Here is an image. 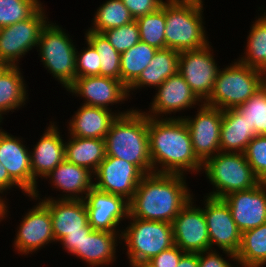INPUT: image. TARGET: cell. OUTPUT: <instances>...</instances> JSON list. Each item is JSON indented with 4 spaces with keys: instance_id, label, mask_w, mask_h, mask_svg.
I'll use <instances>...</instances> for the list:
<instances>
[{
    "instance_id": "1",
    "label": "cell",
    "mask_w": 266,
    "mask_h": 267,
    "mask_svg": "<svg viewBox=\"0 0 266 267\" xmlns=\"http://www.w3.org/2000/svg\"><path fill=\"white\" fill-rule=\"evenodd\" d=\"M183 174L151 173L142 177L129 201V217L171 223L191 200Z\"/></svg>"
},
{
    "instance_id": "2",
    "label": "cell",
    "mask_w": 266,
    "mask_h": 267,
    "mask_svg": "<svg viewBox=\"0 0 266 267\" xmlns=\"http://www.w3.org/2000/svg\"><path fill=\"white\" fill-rule=\"evenodd\" d=\"M148 116V139L153 173L183 174L198 171L203 163L196 157L189 129L183 118ZM161 164V170L155 167Z\"/></svg>"
},
{
    "instance_id": "3",
    "label": "cell",
    "mask_w": 266,
    "mask_h": 267,
    "mask_svg": "<svg viewBox=\"0 0 266 267\" xmlns=\"http://www.w3.org/2000/svg\"><path fill=\"white\" fill-rule=\"evenodd\" d=\"M106 156L134 164L144 175L153 173L149 152L148 115L140 111L117 116L105 137Z\"/></svg>"
},
{
    "instance_id": "4",
    "label": "cell",
    "mask_w": 266,
    "mask_h": 267,
    "mask_svg": "<svg viewBox=\"0 0 266 267\" xmlns=\"http://www.w3.org/2000/svg\"><path fill=\"white\" fill-rule=\"evenodd\" d=\"M167 2H165V48L181 52L207 46L209 43L202 24L203 2L198 0H167Z\"/></svg>"
},
{
    "instance_id": "5",
    "label": "cell",
    "mask_w": 266,
    "mask_h": 267,
    "mask_svg": "<svg viewBox=\"0 0 266 267\" xmlns=\"http://www.w3.org/2000/svg\"><path fill=\"white\" fill-rule=\"evenodd\" d=\"M262 77V71L235 62L218 71L213 91L203 103L223 111L236 109L262 87Z\"/></svg>"
},
{
    "instance_id": "6",
    "label": "cell",
    "mask_w": 266,
    "mask_h": 267,
    "mask_svg": "<svg viewBox=\"0 0 266 267\" xmlns=\"http://www.w3.org/2000/svg\"><path fill=\"white\" fill-rule=\"evenodd\" d=\"M203 169L216 191L208 197L222 199L236 191L254 188L261 181L255 176L244 153L218 152L209 158Z\"/></svg>"
},
{
    "instance_id": "7",
    "label": "cell",
    "mask_w": 266,
    "mask_h": 267,
    "mask_svg": "<svg viewBox=\"0 0 266 267\" xmlns=\"http://www.w3.org/2000/svg\"><path fill=\"white\" fill-rule=\"evenodd\" d=\"M132 218L120 237L125 240L131 267L143 266L152 257L174 246L172 224Z\"/></svg>"
},
{
    "instance_id": "8",
    "label": "cell",
    "mask_w": 266,
    "mask_h": 267,
    "mask_svg": "<svg viewBox=\"0 0 266 267\" xmlns=\"http://www.w3.org/2000/svg\"><path fill=\"white\" fill-rule=\"evenodd\" d=\"M42 62L67 89L76 78V48L58 25L46 24L39 42Z\"/></svg>"
},
{
    "instance_id": "9",
    "label": "cell",
    "mask_w": 266,
    "mask_h": 267,
    "mask_svg": "<svg viewBox=\"0 0 266 267\" xmlns=\"http://www.w3.org/2000/svg\"><path fill=\"white\" fill-rule=\"evenodd\" d=\"M41 6L30 18L0 28V62L17 65L15 61L37 46L41 32L49 21Z\"/></svg>"
},
{
    "instance_id": "10",
    "label": "cell",
    "mask_w": 266,
    "mask_h": 267,
    "mask_svg": "<svg viewBox=\"0 0 266 267\" xmlns=\"http://www.w3.org/2000/svg\"><path fill=\"white\" fill-rule=\"evenodd\" d=\"M203 213L206 219L210 249L216 244L236 260V253L241 245L242 233L233 220L231 210L223 199L206 196Z\"/></svg>"
},
{
    "instance_id": "11",
    "label": "cell",
    "mask_w": 266,
    "mask_h": 267,
    "mask_svg": "<svg viewBox=\"0 0 266 267\" xmlns=\"http://www.w3.org/2000/svg\"><path fill=\"white\" fill-rule=\"evenodd\" d=\"M209 44L197 50H186L179 53L178 72L201 100L211 95L214 83L220 70L210 53Z\"/></svg>"
},
{
    "instance_id": "12",
    "label": "cell",
    "mask_w": 266,
    "mask_h": 267,
    "mask_svg": "<svg viewBox=\"0 0 266 267\" xmlns=\"http://www.w3.org/2000/svg\"><path fill=\"white\" fill-rule=\"evenodd\" d=\"M200 107L193 119L183 118V120L189 129L194 153L204 164L214 156L215 152H221L220 129L223 110L205 103Z\"/></svg>"
},
{
    "instance_id": "13",
    "label": "cell",
    "mask_w": 266,
    "mask_h": 267,
    "mask_svg": "<svg viewBox=\"0 0 266 267\" xmlns=\"http://www.w3.org/2000/svg\"><path fill=\"white\" fill-rule=\"evenodd\" d=\"M98 181L94 187L100 191L124 197L130 201L144 174L124 159L105 156L94 173Z\"/></svg>"
},
{
    "instance_id": "14",
    "label": "cell",
    "mask_w": 266,
    "mask_h": 267,
    "mask_svg": "<svg viewBox=\"0 0 266 267\" xmlns=\"http://www.w3.org/2000/svg\"><path fill=\"white\" fill-rule=\"evenodd\" d=\"M174 245L182 251L199 253L210 250V239L203 208L193 207L191 200L171 222Z\"/></svg>"
},
{
    "instance_id": "15",
    "label": "cell",
    "mask_w": 266,
    "mask_h": 267,
    "mask_svg": "<svg viewBox=\"0 0 266 267\" xmlns=\"http://www.w3.org/2000/svg\"><path fill=\"white\" fill-rule=\"evenodd\" d=\"M88 214V224L93 230L116 233V227L122 218L129 215V201L124 197L90 189L84 198Z\"/></svg>"
},
{
    "instance_id": "16",
    "label": "cell",
    "mask_w": 266,
    "mask_h": 267,
    "mask_svg": "<svg viewBox=\"0 0 266 267\" xmlns=\"http://www.w3.org/2000/svg\"><path fill=\"white\" fill-rule=\"evenodd\" d=\"M222 199L241 233L266 223V182L249 190L232 192Z\"/></svg>"
},
{
    "instance_id": "17",
    "label": "cell",
    "mask_w": 266,
    "mask_h": 267,
    "mask_svg": "<svg viewBox=\"0 0 266 267\" xmlns=\"http://www.w3.org/2000/svg\"><path fill=\"white\" fill-rule=\"evenodd\" d=\"M17 137L10 136L0 129V162L10 177L31 198H37L36 181L31 170L30 153Z\"/></svg>"
},
{
    "instance_id": "18",
    "label": "cell",
    "mask_w": 266,
    "mask_h": 267,
    "mask_svg": "<svg viewBox=\"0 0 266 267\" xmlns=\"http://www.w3.org/2000/svg\"><path fill=\"white\" fill-rule=\"evenodd\" d=\"M67 90L85 97L84 105L106 109L109 104L122 102L129 95L121 80L100 75L76 77Z\"/></svg>"
},
{
    "instance_id": "19",
    "label": "cell",
    "mask_w": 266,
    "mask_h": 267,
    "mask_svg": "<svg viewBox=\"0 0 266 267\" xmlns=\"http://www.w3.org/2000/svg\"><path fill=\"white\" fill-rule=\"evenodd\" d=\"M24 216L14 247L22 254L38 250L54 239L52 219L47 206L41 201Z\"/></svg>"
},
{
    "instance_id": "20",
    "label": "cell",
    "mask_w": 266,
    "mask_h": 267,
    "mask_svg": "<svg viewBox=\"0 0 266 267\" xmlns=\"http://www.w3.org/2000/svg\"><path fill=\"white\" fill-rule=\"evenodd\" d=\"M42 200L50 211L55 241H59L69 233L91 232L88 214L83 199Z\"/></svg>"
},
{
    "instance_id": "21",
    "label": "cell",
    "mask_w": 266,
    "mask_h": 267,
    "mask_svg": "<svg viewBox=\"0 0 266 267\" xmlns=\"http://www.w3.org/2000/svg\"><path fill=\"white\" fill-rule=\"evenodd\" d=\"M153 100L150 110L154 115L145 113L152 118L162 113L166 115L191 108L192 104L200 101L179 72L167 78L158 87V93Z\"/></svg>"
},
{
    "instance_id": "22",
    "label": "cell",
    "mask_w": 266,
    "mask_h": 267,
    "mask_svg": "<svg viewBox=\"0 0 266 267\" xmlns=\"http://www.w3.org/2000/svg\"><path fill=\"white\" fill-rule=\"evenodd\" d=\"M49 126L35 145L33 153H30L32 176L35 181L38 179L36 177L44 178L65 160V143L62 137L60 138V132L54 124Z\"/></svg>"
},
{
    "instance_id": "23",
    "label": "cell",
    "mask_w": 266,
    "mask_h": 267,
    "mask_svg": "<svg viewBox=\"0 0 266 267\" xmlns=\"http://www.w3.org/2000/svg\"><path fill=\"white\" fill-rule=\"evenodd\" d=\"M77 111L76 115L70 120V135L97 139H105L117 116L130 112L126 111L114 115L109 109L84 104Z\"/></svg>"
},
{
    "instance_id": "24",
    "label": "cell",
    "mask_w": 266,
    "mask_h": 267,
    "mask_svg": "<svg viewBox=\"0 0 266 267\" xmlns=\"http://www.w3.org/2000/svg\"><path fill=\"white\" fill-rule=\"evenodd\" d=\"M255 136L254 128L237 109L223 111L220 129L221 152L244 153Z\"/></svg>"
},
{
    "instance_id": "25",
    "label": "cell",
    "mask_w": 266,
    "mask_h": 267,
    "mask_svg": "<svg viewBox=\"0 0 266 267\" xmlns=\"http://www.w3.org/2000/svg\"><path fill=\"white\" fill-rule=\"evenodd\" d=\"M92 174L87 168L68 162L65 159L45 177H51L53 185L59 190L61 189L63 192L70 193V195H65L63 196L64 198L59 199L84 200V196L78 197L77 195L79 193H84L85 195L89 193L90 189L94 186L91 178Z\"/></svg>"
},
{
    "instance_id": "26",
    "label": "cell",
    "mask_w": 266,
    "mask_h": 267,
    "mask_svg": "<svg viewBox=\"0 0 266 267\" xmlns=\"http://www.w3.org/2000/svg\"><path fill=\"white\" fill-rule=\"evenodd\" d=\"M179 51L164 48L158 49L150 61V64L142 71L138 79L128 88L130 90L139 87H159L167 78L178 72Z\"/></svg>"
},
{
    "instance_id": "27",
    "label": "cell",
    "mask_w": 266,
    "mask_h": 267,
    "mask_svg": "<svg viewBox=\"0 0 266 267\" xmlns=\"http://www.w3.org/2000/svg\"><path fill=\"white\" fill-rule=\"evenodd\" d=\"M105 156V139L71 136L69 142H65V159L87 168L93 174Z\"/></svg>"
},
{
    "instance_id": "28",
    "label": "cell",
    "mask_w": 266,
    "mask_h": 267,
    "mask_svg": "<svg viewBox=\"0 0 266 267\" xmlns=\"http://www.w3.org/2000/svg\"><path fill=\"white\" fill-rule=\"evenodd\" d=\"M116 233L92 230L81 243V251L74 255L86 261L89 265L99 266L115 260ZM116 241V242H115Z\"/></svg>"
},
{
    "instance_id": "29",
    "label": "cell",
    "mask_w": 266,
    "mask_h": 267,
    "mask_svg": "<svg viewBox=\"0 0 266 267\" xmlns=\"http://www.w3.org/2000/svg\"><path fill=\"white\" fill-rule=\"evenodd\" d=\"M236 261L242 267H261L266 264V223L242 233Z\"/></svg>"
},
{
    "instance_id": "30",
    "label": "cell",
    "mask_w": 266,
    "mask_h": 267,
    "mask_svg": "<svg viewBox=\"0 0 266 267\" xmlns=\"http://www.w3.org/2000/svg\"><path fill=\"white\" fill-rule=\"evenodd\" d=\"M158 49L139 41L132 48L121 54L120 80L129 88L150 64Z\"/></svg>"
},
{
    "instance_id": "31",
    "label": "cell",
    "mask_w": 266,
    "mask_h": 267,
    "mask_svg": "<svg viewBox=\"0 0 266 267\" xmlns=\"http://www.w3.org/2000/svg\"><path fill=\"white\" fill-rule=\"evenodd\" d=\"M17 66H9L0 75V122L2 113L4 114V112H9L23 103L25 104L27 98L24 79L19 71L20 68Z\"/></svg>"
},
{
    "instance_id": "32",
    "label": "cell",
    "mask_w": 266,
    "mask_h": 267,
    "mask_svg": "<svg viewBox=\"0 0 266 267\" xmlns=\"http://www.w3.org/2000/svg\"><path fill=\"white\" fill-rule=\"evenodd\" d=\"M248 36L246 57L238 61L249 67L266 71V14L252 25Z\"/></svg>"
},
{
    "instance_id": "33",
    "label": "cell",
    "mask_w": 266,
    "mask_h": 267,
    "mask_svg": "<svg viewBox=\"0 0 266 267\" xmlns=\"http://www.w3.org/2000/svg\"><path fill=\"white\" fill-rule=\"evenodd\" d=\"M86 40L99 54L100 76L111 77L120 80L121 54L110 44L103 33L87 30Z\"/></svg>"
},
{
    "instance_id": "34",
    "label": "cell",
    "mask_w": 266,
    "mask_h": 267,
    "mask_svg": "<svg viewBox=\"0 0 266 267\" xmlns=\"http://www.w3.org/2000/svg\"><path fill=\"white\" fill-rule=\"evenodd\" d=\"M93 20L94 26L89 30L103 33L109 29L128 24L134 21V18L121 0H108L97 9Z\"/></svg>"
},
{
    "instance_id": "35",
    "label": "cell",
    "mask_w": 266,
    "mask_h": 267,
    "mask_svg": "<svg viewBox=\"0 0 266 267\" xmlns=\"http://www.w3.org/2000/svg\"><path fill=\"white\" fill-rule=\"evenodd\" d=\"M135 20L139 28L141 42L156 49L165 48V2L159 10Z\"/></svg>"
},
{
    "instance_id": "36",
    "label": "cell",
    "mask_w": 266,
    "mask_h": 267,
    "mask_svg": "<svg viewBox=\"0 0 266 267\" xmlns=\"http://www.w3.org/2000/svg\"><path fill=\"white\" fill-rule=\"evenodd\" d=\"M236 109L254 128L256 135H266V91L262 87Z\"/></svg>"
},
{
    "instance_id": "37",
    "label": "cell",
    "mask_w": 266,
    "mask_h": 267,
    "mask_svg": "<svg viewBox=\"0 0 266 267\" xmlns=\"http://www.w3.org/2000/svg\"><path fill=\"white\" fill-rule=\"evenodd\" d=\"M40 7L38 0H0V28L30 18Z\"/></svg>"
},
{
    "instance_id": "38",
    "label": "cell",
    "mask_w": 266,
    "mask_h": 267,
    "mask_svg": "<svg viewBox=\"0 0 266 267\" xmlns=\"http://www.w3.org/2000/svg\"><path fill=\"white\" fill-rule=\"evenodd\" d=\"M103 34L120 54L132 48L140 41L139 28L136 20L121 27L109 29L103 32Z\"/></svg>"
},
{
    "instance_id": "39",
    "label": "cell",
    "mask_w": 266,
    "mask_h": 267,
    "mask_svg": "<svg viewBox=\"0 0 266 267\" xmlns=\"http://www.w3.org/2000/svg\"><path fill=\"white\" fill-rule=\"evenodd\" d=\"M244 155L255 176L266 182V135H256L248 144Z\"/></svg>"
},
{
    "instance_id": "40",
    "label": "cell",
    "mask_w": 266,
    "mask_h": 267,
    "mask_svg": "<svg viewBox=\"0 0 266 267\" xmlns=\"http://www.w3.org/2000/svg\"><path fill=\"white\" fill-rule=\"evenodd\" d=\"M86 43L88 45L83 52L81 51L79 54L76 51V77L100 75L99 54L89 42L86 41Z\"/></svg>"
},
{
    "instance_id": "41",
    "label": "cell",
    "mask_w": 266,
    "mask_h": 267,
    "mask_svg": "<svg viewBox=\"0 0 266 267\" xmlns=\"http://www.w3.org/2000/svg\"><path fill=\"white\" fill-rule=\"evenodd\" d=\"M184 253L178 246L174 245L162 251L159 255L152 257L143 267H177Z\"/></svg>"
},
{
    "instance_id": "42",
    "label": "cell",
    "mask_w": 266,
    "mask_h": 267,
    "mask_svg": "<svg viewBox=\"0 0 266 267\" xmlns=\"http://www.w3.org/2000/svg\"><path fill=\"white\" fill-rule=\"evenodd\" d=\"M125 7L129 10L131 16L135 19L151 14L159 10L164 1L163 0H121Z\"/></svg>"
},
{
    "instance_id": "43",
    "label": "cell",
    "mask_w": 266,
    "mask_h": 267,
    "mask_svg": "<svg viewBox=\"0 0 266 267\" xmlns=\"http://www.w3.org/2000/svg\"><path fill=\"white\" fill-rule=\"evenodd\" d=\"M206 256H205V255ZM199 267H232L228 261L224 260L222 256L216 253V250L211 249L203 252H199ZM234 267V266H233Z\"/></svg>"
},
{
    "instance_id": "44",
    "label": "cell",
    "mask_w": 266,
    "mask_h": 267,
    "mask_svg": "<svg viewBox=\"0 0 266 267\" xmlns=\"http://www.w3.org/2000/svg\"><path fill=\"white\" fill-rule=\"evenodd\" d=\"M18 186V188L22 189L8 174L5 166L0 162V193H3L4 190L10 189L13 186ZM0 197V218H4L7 214V206L5 204V200L3 201Z\"/></svg>"
},
{
    "instance_id": "45",
    "label": "cell",
    "mask_w": 266,
    "mask_h": 267,
    "mask_svg": "<svg viewBox=\"0 0 266 267\" xmlns=\"http://www.w3.org/2000/svg\"><path fill=\"white\" fill-rule=\"evenodd\" d=\"M89 233L90 232L69 233L59 241L62 242L64 248H66L69 253H72L74 255L77 251H81V243L84 237H86Z\"/></svg>"
},
{
    "instance_id": "46",
    "label": "cell",
    "mask_w": 266,
    "mask_h": 267,
    "mask_svg": "<svg viewBox=\"0 0 266 267\" xmlns=\"http://www.w3.org/2000/svg\"><path fill=\"white\" fill-rule=\"evenodd\" d=\"M177 267H199V253L185 252L181 256Z\"/></svg>"
},
{
    "instance_id": "47",
    "label": "cell",
    "mask_w": 266,
    "mask_h": 267,
    "mask_svg": "<svg viewBox=\"0 0 266 267\" xmlns=\"http://www.w3.org/2000/svg\"><path fill=\"white\" fill-rule=\"evenodd\" d=\"M9 64L0 62V75L9 67Z\"/></svg>"
},
{
    "instance_id": "48",
    "label": "cell",
    "mask_w": 266,
    "mask_h": 267,
    "mask_svg": "<svg viewBox=\"0 0 266 267\" xmlns=\"http://www.w3.org/2000/svg\"><path fill=\"white\" fill-rule=\"evenodd\" d=\"M263 75H266V71H263ZM262 88L266 91V76L262 77Z\"/></svg>"
}]
</instances>
